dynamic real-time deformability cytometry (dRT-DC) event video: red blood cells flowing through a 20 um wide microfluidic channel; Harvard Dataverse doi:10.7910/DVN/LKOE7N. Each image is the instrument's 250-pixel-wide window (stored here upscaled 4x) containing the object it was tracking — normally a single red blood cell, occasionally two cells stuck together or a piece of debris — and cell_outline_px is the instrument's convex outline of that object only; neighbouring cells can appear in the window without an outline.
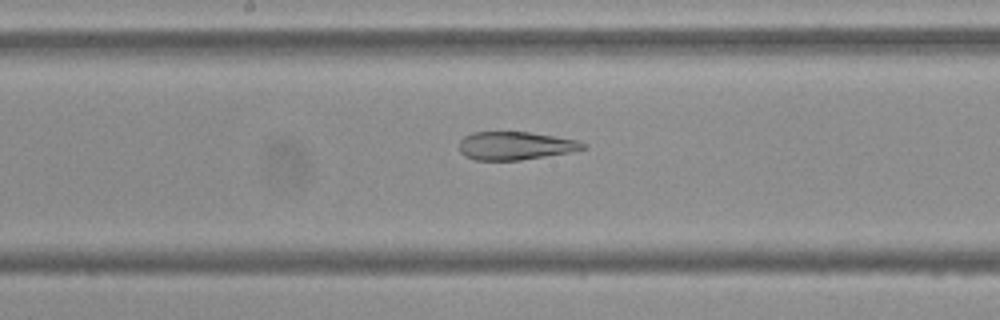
{"species": "Egyptian fruit bat (a non-hibernating species)", "species_latin": "Rousettus aegyptiacus", "temperature_condition": "cold", "stored_images_in_passage": 54, "camera_frame_rate_fps": 3000, "um_per_image_px": 0.085, "frame": {"image": 1, "passage_image": 28, "time_ms": 9.0, "image_size_px": [1000, 320], "cell_outline_px": [[588, 148], [572, 152], [520, 160], [476, 160], [464, 156], [460, 152], [460, 140], [464, 136], [472, 132], [528, 132], [576, 140], [588, 144]], "centroid_in_image_um": [43.81, 12.39], "position_along_channel_um": 204.4, "area_um2": 20.35}}
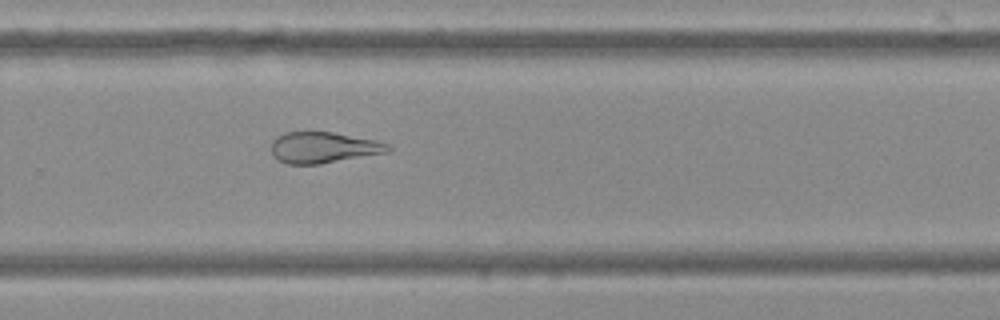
{"frame": {"image": 2, "passage_image": 36, "time_ms": 11.667, "image_size_px": [1000, 320], "cell_outline_px": [[392, 148], [388, 152], [320, 164], [288, 164], [276, 160], [272, 156], [272, 140], [276, 136], [284, 132], [332, 132], [376, 140], [392, 144]], "centroid_in_image_um": [27.49, 12.54], "position_along_channel_um": 302.3, "area_um2": 21.33}}
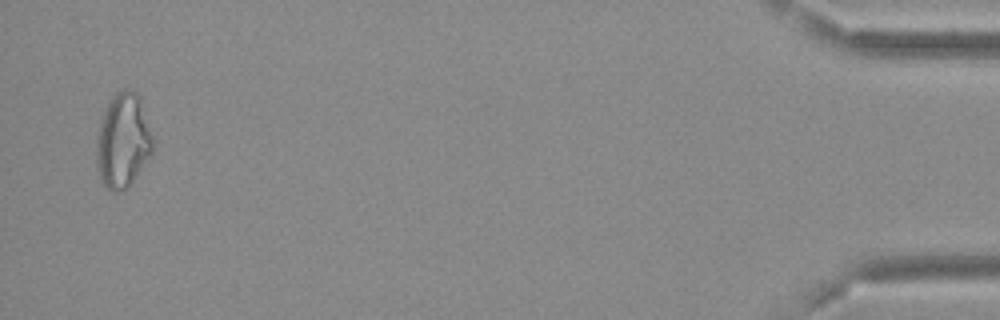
{"frame": {"image": 3, "passage_image": 53, "time_ms": 17.333, "image_size_px": [1000, 320], "cell_outline_px": [[152, 152], [128, 188], [120, 192], [112, 192], [104, 184], [100, 176], [96, 164], [96, 136], [100, 120], [104, 108], [112, 96], [116, 92], [124, 88], [128, 88], [136, 92], [140, 96], [152, 136]], "centroid_in_image_um": [10.42, 11.93], "position_along_channel_um": 424.8, "area_um2": 31.21}, "authors_computed_cell_mechanics": {"area_um2": 26.6458, "velocity_mm_per_s": 3.6841, "shape_relaxation_time_tau1_ms": null, "shape_relaxation_time_tau2_ms": 4.914, "deformation_change_tau1": null, "deformation_change_tau2": 0.1278}}